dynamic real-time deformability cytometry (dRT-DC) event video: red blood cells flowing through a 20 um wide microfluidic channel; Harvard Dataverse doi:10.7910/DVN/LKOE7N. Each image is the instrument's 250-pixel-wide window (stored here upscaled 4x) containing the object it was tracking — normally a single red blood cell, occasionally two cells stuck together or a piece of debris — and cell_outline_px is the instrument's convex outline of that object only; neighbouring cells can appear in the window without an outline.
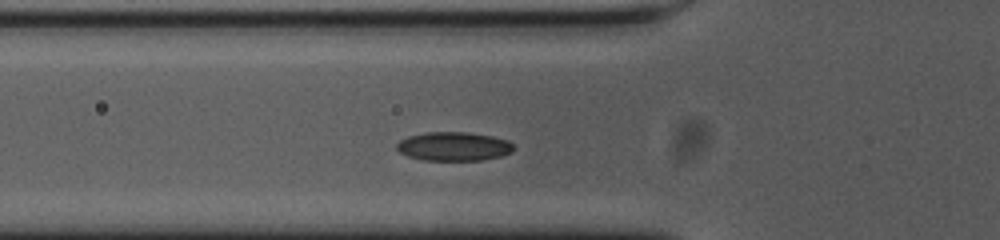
{"species": "common noctule bat (a hibernating species)", "species_latin": "Nyctalus noctula", "temperature_condition": "cold", "stored_images_in_passage": 40, "camera_frame_rate_fps": 3000, "um_per_image_px": 0.085, "animal": {"sex": "female", "body_mass_g": 23.0, "forearm_length_mm": 53.4}, "frame": {"image": 1, "passage_image": 2, "time_ms": 0.333, "image_size_px": [1000, 240], "cell_outline_px": [[512, 152], [500, 156], [480, 160], [424, 160], [408, 156], [400, 152], [396, 148], [396, 144], [400, 140], [408, 136], [428, 132], [468, 132], [492, 136], [508, 140], [512, 144]], "centroid_in_image_um": [38.55, 12.44], "position_along_channel_um": 87.3, "area_um2": 19.54}}
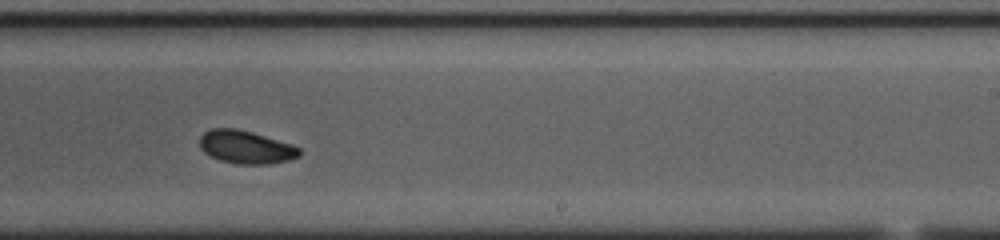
{"frame": {"image": 2, "passage_image": 17, "time_ms": 5.333, "image_size_px": [1000, 240], "cell_outline_px": [[300, 156], [288, 160], [268, 164], [236, 164], [220, 160], [204, 152], [200, 148], [200, 136], [204, 132], [212, 128], [236, 128], [252, 132], [292, 144], [300, 148]], "centroid_in_image_um": [20.9, 12.5], "position_along_channel_um": 268.1, "area_um2": 19.19}}
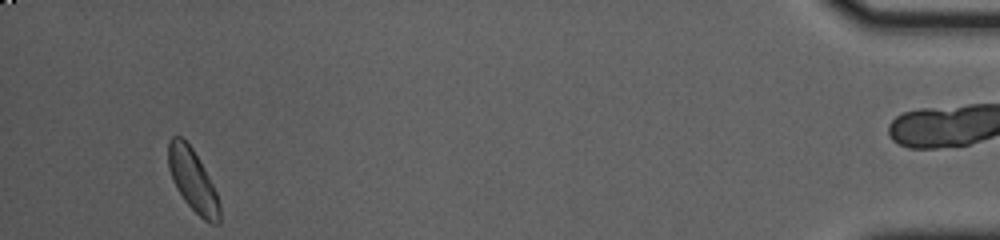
{"frame": {"image": 3, "passage_image": 36, "time_ms": 11.667, "image_size_px": [1000, 240], "cell_outline_px": [[220, 224], [212, 224], [204, 220], [184, 200], [176, 188], [172, 180], [168, 168], [168, 140], [172, 136], [180, 136], [192, 148], [204, 168], [216, 192], [220, 204]], "centroid_in_image_um": [16.38, 15.33], "position_along_channel_um": 418.8, "area_um2": 18.5}}